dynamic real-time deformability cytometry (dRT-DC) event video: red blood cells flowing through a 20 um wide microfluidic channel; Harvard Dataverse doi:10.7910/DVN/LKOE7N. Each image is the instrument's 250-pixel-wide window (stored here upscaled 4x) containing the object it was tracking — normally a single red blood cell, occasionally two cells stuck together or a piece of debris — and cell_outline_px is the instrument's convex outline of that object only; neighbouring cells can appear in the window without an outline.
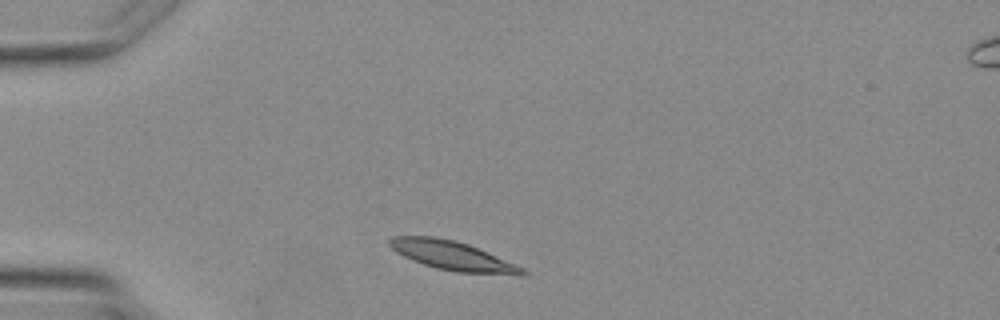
{"species": "Egyptian fruit bat (a non-hibernating species)", "species_latin": "Rousettus aegyptiacus", "temperature_condition": "warm", "stored_images_in_passage": 1, "camera_frame_rate_fps": 3000, "um_per_image_px": 0.085, "animal": {"sex": "female"}, "frame": {"image": 1, "passage_image": 1, "time_ms": 0.0, "image_size_px": [1000, 320], "cell_outline_px": [[528, 272], [524, 276], [520, 276], [456, 272], [436, 268], [412, 260], [396, 252], [388, 244], [388, 240], [392, 236], [432, 236], [452, 240], [468, 244], [488, 252], [524, 268]], "centroid_in_image_um": [38.5, 21.75], "position_along_channel_um": 46.5, "area_um2": 22.6}}